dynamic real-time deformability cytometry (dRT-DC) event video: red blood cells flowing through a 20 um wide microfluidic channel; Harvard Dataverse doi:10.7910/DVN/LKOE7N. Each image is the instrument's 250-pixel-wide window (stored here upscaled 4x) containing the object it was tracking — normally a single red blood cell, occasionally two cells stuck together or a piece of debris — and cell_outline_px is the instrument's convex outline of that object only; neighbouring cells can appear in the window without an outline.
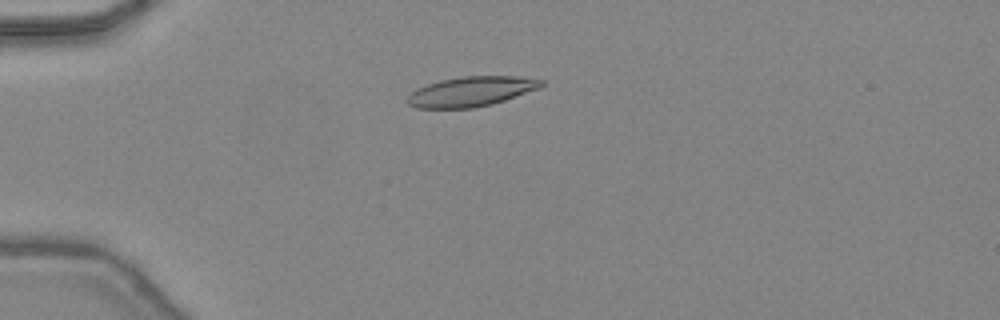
{"species": "common noctule bat (a hibernating species)", "species_latin": "Nyctalus noctula", "temperature_condition": "warm", "stored_images_in_passage": 26, "camera_frame_rate_fps": 3000, "um_per_image_px": 0.085, "animal": {"sex": "female", "body_mass_g": 24.6, "forearm_length_mm": 56.2}, "frame": {"image": 1, "passage_image": 1, "time_ms": 0.0, "image_size_px": [1000, 320], "cell_outline_px": [[544, 84], [540, 88], [492, 104], [472, 108], [416, 108], [408, 104], [404, 100], [416, 88], [440, 80], [460, 76], [516, 76], [544, 80]], "centroid_in_image_um": [40.02, 7.77], "position_along_channel_um": 45.0, "area_um2": 23.35}}
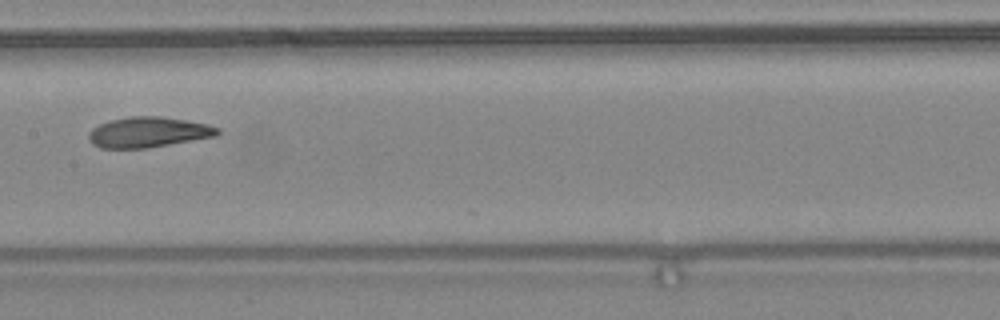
{"frame": {"image": 2, "passage_image": 13, "time_ms": 4.0, "image_size_px": [1000, 320], "cell_outline_px": [[220, 132], [216, 136], [148, 148], [100, 148], [92, 144], [88, 140], [88, 132], [92, 128], [100, 124], [112, 120], [132, 116], [160, 116], [208, 124], [220, 128]], "centroid_in_image_um": [12.59, 11.24], "position_along_channel_um": 194.8, "area_um2": 22.83}}
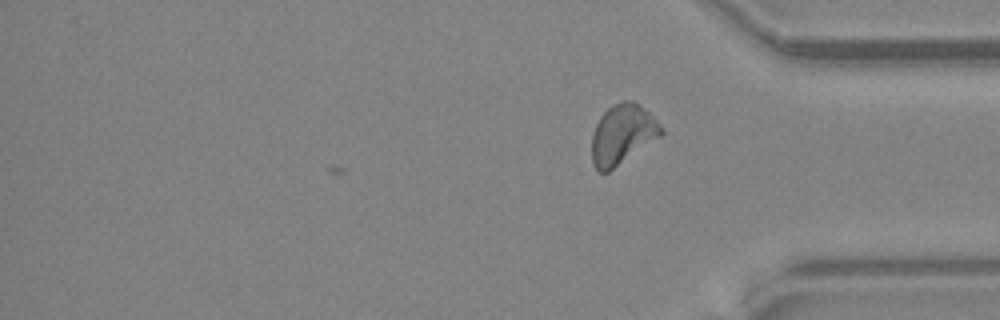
{"frame": {"image": 3, "passage_image": 26, "time_ms": 8.333, "image_size_px": [1000, 320], "cell_outline_px": [[664, 132], [660, 136], [608, 172], [600, 172], [592, 164], [592, 136], [596, 124], [600, 116], [612, 104], [624, 100], [632, 100], [640, 104], [664, 128]], "centroid_in_image_um": [52.9, 11.4], "position_along_channel_um": 382.3, "area_um2": 23.99}, "authors_computed_cell_mechanics": {"area_um2": 23.0911, "velocity_mm_per_s": 4.4711, "shape_relaxation_time_tau1_ms": 5.8186, "shape_relaxation_time_tau2_ms": 1.8483, "deformation_change_tau1": 0.1893, "deformation_change_tau2": 0.0736}}